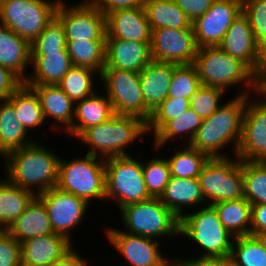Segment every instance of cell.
<instances>
[{
    "instance_id": "obj_1",
    "label": "cell",
    "mask_w": 266,
    "mask_h": 266,
    "mask_svg": "<svg viewBox=\"0 0 266 266\" xmlns=\"http://www.w3.org/2000/svg\"><path fill=\"white\" fill-rule=\"evenodd\" d=\"M39 144L34 141L3 158L6 178L36 196L57 186L61 157Z\"/></svg>"
},
{
    "instance_id": "obj_2",
    "label": "cell",
    "mask_w": 266,
    "mask_h": 266,
    "mask_svg": "<svg viewBox=\"0 0 266 266\" xmlns=\"http://www.w3.org/2000/svg\"><path fill=\"white\" fill-rule=\"evenodd\" d=\"M236 96L222 104L210 117L203 119L189 144L192 148L209 158H226L228 156L221 150L232 145V153L236 155L241 141L242 119L247 103V96L237 94Z\"/></svg>"
},
{
    "instance_id": "obj_3",
    "label": "cell",
    "mask_w": 266,
    "mask_h": 266,
    "mask_svg": "<svg viewBox=\"0 0 266 266\" xmlns=\"http://www.w3.org/2000/svg\"><path fill=\"white\" fill-rule=\"evenodd\" d=\"M146 133L147 123L141 118L114 114L108 121L87 128L77 138L91 147L88 155L107 159L129 155L127 145L139 138L143 141Z\"/></svg>"
},
{
    "instance_id": "obj_4",
    "label": "cell",
    "mask_w": 266,
    "mask_h": 266,
    "mask_svg": "<svg viewBox=\"0 0 266 266\" xmlns=\"http://www.w3.org/2000/svg\"><path fill=\"white\" fill-rule=\"evenodd\" d=\"M193 64L201 85L227 91V88L229 90L233 85L245 82L244 90L241 89L238 96L255 92L256 74L244 62L223 52L218 46L198 48Z\"/></svg>"
},
{
    "instance_id": "obj_5",
    "label": "cell",
    "mask_w": 266,
    "mask_h": 266,
    "mask_svg": "<svg viewBox=\"0 0 266 266\" xmlns=\"http://www.w3.org/2000/svg\"><path fill=\"white\" fill-rule=\"evenodd\" d=\"M180 219L179 234L191 239L204 252L195 259L225 257L231 254L234 238L223 226L212 205H204Z\"/></svg>"
},
{
    "instance_id": "obj_6",
    "label": "cell",
    "mask_w": 266,
    "mask_h": 266,
    "mask_svg": "<svg viewBox=\"0 0 266 266\" xmlns=\"http://www.w3.org/2000/svg\"><path fill=\"white\" fill-rule=\"evenodd\" d=\"M57 188L91 204V199L106 200L105 159L86 154L71 161H59Z\"/></svg>"
},
{
    "instance_id": "obj_7",
    "label": "cell",
    "mask_w": 266,
    "mask_h": 266,
    "mask_svg": "<svg viewBox=\"0 0 266 266\" xmlns=\"http://www.w3.org/2000/svg\"><path fill=\"white\" fill-rule=\"evenodd\" d=\"M123 232L155 240L179 236L180 219L159 198L151 197L120 209Z\"/></svg>"
},
{
    "instance_id": "obj_8",
    "label": "cell",
    "mask_w": 266,
    "mask_h": 266,
    "mask_svg": "<svg viewBox=\"0 0 266 266\" xmlns=\"http://www.w3.org/2000/svg\"><path fill=\"white\" fill-rule=\"evenodd\" d=\"M138 160L132 155L105 159L106 200H116L119 209L151 198Z\"/></svg>"
},
{
    "instance_id": "obj_9",
    "label": "cell",
    "mask_w": 266,
    "mask_h": 266,
    "mask_svg": "<svg viewBox=\"0 0 266 266\" xmlns=\"http://www.w3.org/2000/svg\"><path fill=\"white\" fill-rule=\"evenodd\" d=\"M60 0H0V24L30 43L55 18Z\"/></svg>"
},
{
    "instance_id": "obj_10",
    "label": "cell",
    "mask_w": 266,
    "mask_h": 266,
    "mask_svg": "<svg viewBox=\"0 0 266 266\" xmlns=\"http://www.w3.org/2000/svg\"><path fill=\"white\" fill-rule=\"evenodd\" d=\"M198 179L208 205L244 198L242 160L236 155L209 158Z\"/></svg>"
},
{
    "instance_id": "obj_11",
    "label": "cell",
    "mask_w": 266,
    "mask_h": 266,
    "mask_svg": "<svg viewBox=\"0 0 266 266\" xmlns=\"http://www.w3.org/2000/svg\"><path fill=\"white\" fill-rule=\"evenodd\" d=\"M115 114L136 116L146 123L152 111L145 105L139 72L104 68L99 76Z\"/></svg>"
},
{
    "instance_id": "obj_12",
    "label": "cell",
    "mask_w": 266,
    "mask_h": 266,
    "mask_svg": "<svg viewBox=\"0 0 266 266\" xmlns=\"http://www.w3.org/2000/svg\"><path fill=\"white\" fill-rule=\"evenodd\" d=\"M72 5L60 0L55 13L64 27L66 41H106V16L87 0Z\"/></svg>"
},
{
    "instance_id": "obj_13",
    "label": "cell",
    "mask_w": 266,
    "mask_h": 266,
    "mask_svg": "<svg viewBox=\"0 0 266 266\" xmlns=\"http://www.w3.org/2000/svg\"><path fill=\"white\" fill-rule=\"evenodd\" d=\"M37 198L46 208L54 233L64 235L71 241L70 230L82 224L90 204L57 187L45 191Z\"/></svg>"
},
{
    "instance_id": "obj_14",
    "label": "cell",
    "mask_w": 266,
    "mask_h": 266,
    "mask_svg": "<svg viewBox=\"0 0 266 266\" xmlns=\"http://www.w3.org/2000/svg\"><path fill=\"white\" fill-rule=\"evenodd\" d=\"M197 50L193 29L162 28L151 31L150 52L153 61L193 64Z\"/></svg>"
},
{
    "instance_id": "obj_15",
    "label": "cell",
    "mask_w": 266,
    "mask_h": 266,
    "mask_svg": "<svg viewBox=\"0 0 266 266\" xmlns=\"http://www.w3.org/2000/svg\"><path fill=\"white\" fill-rule=\"evenodd\" d=\"M250 95L247 96L236 156L242 161L266 162V102L261 98L252 100Z\"/></svg>"
},
{
    "instance_id": "obj_16",
    "label": "cell",
    "mask_w": 266,
    "mask_h": 266,
    "mask_svg": "<svg viewBox=\"0 0 266 266\" xmlns=\"http://www.w3.org/2000/svg\"><path fill=\"white\" fill-rule=\"evenodd\" d=\"M242 13V0H215L193 23L198 48L218 46L233 21Z\"/></svg>"
},
{
    "instance_id": "obj_17",
    "label": "cell",
    "mask_w": 266,
    "mask_h": 266,
    "mask_svg": "<svg viewBox=\"0 0 266 266\" xmlns=\"http://www.w3.org/2000/svg\"><path fill=\"white\" fill-rule=\"evenodd\" d=\"M106 238L129 266H168L173 259L160 252L161 242L149 237L133 235L116 228H106Z\"/></svg>"
},
{
    "instance_id": "obj_18",
    "label": "cell",
    "mask_w": 266,
    "mask_h": 266,
    "mask_svg": "<svg viewBox=\"0 0 266 266\" xmlns=\"http://www.w3.org/2000/svg\"><path fill=\"white\" fill-rule=\"evenodd\" d=\"M218 47L244 62L255 74L265 60L243 12L233 21Z\"/></svg>"
},
{
    "instance_id": "obj_19",
    "label": "cell",
    "mask_w": 266,
    "mask_h": 266,
    "mask_svg": "<svg viewBox=\"0 0 266 266\" xmlns=\"http://www.w3.org/2000/svg\"><path fill=\"white\" fill-rule=\"evenodd\" d=\"M152 61L150 42L106 38L104 68L140 72Z\"/></svg>"
},
{
    "instance_id": "obj_20",
    "label": "cell",
    "mask_w": 266,
    "mask_h": 266,
    "mask_svg": "<svg viewBox=\"0 0 266 266\" xmlns=\"http://www.w3.org/2000/svg\"><path fill=\"white\" fill-rule=\"evenodd\" d=\"M72 245V241L58 233L27 239L21 242V265L52 266Z\"/></svg>"
},
{
    "instance_id": "obj_21",
    "label": "cell",
    "mask_w": 266,
    "mask_h": 266,
    "mask_svg": "<svg viewBox=\"0 0 266 266\" xmlns=\"http://www.w3.org/2000/svg\"><path fill=\"white\" fill-rule=\"evenodd\" d=\"M106 38L150 42L151 30L144 7L124 9L106 15Z\"/></svg>"
},
{
    "instance_id": "obj_22",
    "label": "cell",
    "mask_w": 266,
    "mask_h": 266,
    "mask_svg": "<svg viewBox=\"0 0 266 266\" xmlns=\"http://www.w3.org/2000/svg\"><path fill=\"white\" fill-rule=\"evenodd\" d=\"M159 199L179 219L184 216L185 207L199 209V206L208 204L198 178L182 179L171 176Z\"/></svg>"
},
{
    "instance_id": "obj_23",
    "label": "cell",
    "mask_w": 266,
    "mask_h": 266,
    "mask_svg": "<svg viewBox=\"0 0 266 266\" xmlns=\"http://www.w3.org/2000/svg\"><path fill=\"white\" fill-rule=\"evenodd\" d=\"M27 86H30L36 92L45 121L48 117L52 118V120L55 119L56 124H52L54 127L53 129H56L57 131L65 129L64 131L67 132L73 124L75 103L60 89L58 85ZM59 124L62 129L61 127L60 129H57L60 126Z\"/></svg>"
},
{
    "instance_id": "obj_24",
    "label": "cell",
    "mask_w": 266,
    "mask_h": 266,
    "mask_svg": "<svg viewBox=\"0 0 266 266\" xmlns=\"http://www.w3.org/2000/svg\"><path fill=\"white\" fill-rule=\"evenodd\" d=\"M177 65L152 61L139 72L145 105L152 112L167 98L173 71Z\"/></svg>"
},
{
    "instance_id": "obj_25",
    "label": "cell",
    "mask_w": 266,
    "mask_h": 266,
    "mask_svg": "<svg viewBox=\"0 0 266 266\" xmlns=\"http://www.w3.org/2000/svg\"><path fill=\"white\" fill-rule=\"evenodd\" d=\"M98 93L75 102L73 124L66 132L75 139L87 128L104 123L115 114L108 96Z\"/></svg>"
},
{
    "instance_id": "obj_26",
    "label": "cell",
    "mask_w": 266,
    "mask_h": 266,
    "mask_svg": "<svg viewBox=\"0 0 266 266\" xmlns=\"http://www.w3.org/2000/svg\"><path fill=\"white\" fill-rule=\"evenodd\" d=\"M31 65L30 42L8 27L0 24V65L10 69L23 82L28 78Z\"/></svg>"
},
{
    "instance_id": "obj_27",
    "label": "cell",
    "mask_w": 266,
    "mask_h": 266,
    "mask_svg": "<svg viewBox=\"0 0 266 266\" xmlns=\"http://www.w3.org/2000/svg\"><path fill=\"white\" fill-rule=\"evenodd\" d=\"M31 66L26 85H57L74 65L67 52H53L31 55Z\"/></svg>"
},
{
    "instance_id": "obj_28",
    "label": "cell",
    "mask_w": 266,
    "mask_h": 266,
    "mask_svg": "<svg viewBox=\"0 0 266 266\" xmlns=\"http://www.w3.org/2000/svg\"><path fill=\"white\" fill-rule=\"evenodd\" d=\"M6 231L19 243L54 233L46 208L37 197Z\"/></svg>"
},
{
    "instance_id": "obj_29",
    "label": "cell",
    "mask_w": 266,
    "mask_h": 266,
    "mask_svg": "<svg viewBox=\"0 0 266 266\" xmlns=\"http://www.w3.org/2000/svg\"><path fill=\"white\" fill-rule=\"evenodd\" d=\"M35 193L0 180V230H6L32 203Z\"/></svg>"
},
{
    "instance_id": "obj_30",
    "label": "cell",
    "mask_w": 266,
    "mask_h": 266,
    "mask_svg": "<svg viewBox=\"0 0 266 266\" xmlns=\"http://www.w3.org/2000/svg\"><path fill=\"white\" fill-rule=\"evenodd\" d=\"M144 9L150 30L193 29L191 20L173 0H145Z\"/></svg>"
},
{
    "instance_id": "obj_31",
    "label": "cell",
    "mask_w": 266,
    "mask_h": 266,
    "mask_svg": "<svg viewBox=\"0 0 266 266\" xmlns=\"http://www.w3.org/2000/svg\"><path fill=\"white\" fill-rule=\"evenodd\" d=\"M29 134L16 118L13 106L7 100H0V157L33 143Z\"/></svg>"
},
{
    "instance_id": "obj_32",
    "label": "cell",
    "mask_w": 266,
    "mask_h": 266,
    "mask_svg": "<svg viewBox=\"0 0 266 266\" xmlns=\"http://www.w3.org/2000/svg\"><path fill=\"white\" fill-rule=\"evenodd\" d=\"M13 106L16 118L29 133L30 129L40 127L45 118L36 92L24 82L7 99Z\"/></svg>"
},
{
    "instance_id": "obj_33",
    "label": "cell",
    "mask_w": 266,
    "mask_h": 266,
    "mask_svg": "<svg viewBox=\"0 0 266 266\" xmlns=\"http://www.w3.org/2000/svg\"><path fill=\"white\" fill-rule=\"evenodd\" d=\"M212 206L223 226L233 237L250 235L252 205L245 198L217 202Z\"/></svg>"
},
{
    "instance_id": "obj_34",
    "label": "cell",
    "mask_w": 266,
    "mask_h": 266,
    "mask_svg": "<svg viewBox=\"0 0 266 266\" xmlns=\"http://www.w3.org/2000/svg\"><path fill=\"white\" fill-rule=\"evenodd\" d=\"M203 119L197 115L191 108L187 109L177 118L168 121L153 137V145L157 150L165 147L166 143L173 141L176 137L187 138V145L191 143ZM186 134V135H185ZM189 134V135H188ZM189 140V141H188Z\"/></svg>"
},
{
    "instance_id": "obj_35",
    "label": "cell",
    "mask_w": 266,
    "mask_h": 266,
    "mask_svg": "<svg viewBox=\"0 0 266 266\" xmlns=\"http://www.w3.org/2000/svg\"><path fill=\"white\" fill-rule=\"evenodd\" d=\"M66 50L74 66L90 68L100 76L105 67L106 41H67Z\"/></svg>"
},
{
    "instance_id": "obj_36",
    "label": "cell",
    "mask_w": 266,
    "mask_h": 266,
    "mask_svg": "<svg viewBox=\"0 0 266 266\" xmlns=\"http://www.w3.org/2000/svg\"><path fill=\"white\" fill-rule=\"evenodd\" d=\"M176 150L177 148H175L176 153L166 158L171 176L182 179L198 178L209 157L190 145Z\"/></svg>"
},
{
    "instance_id": "obj_37",
    "label": "cell",
    "mask_w": 266,
    "mask_h": 266,
    "mask_svg": "<svg viewBox=\"0 0 266 266\" xmlns=\"http://www.w3.org/2000/svg\"><path fill=\"white\" fill-rule=\"evenodd\" d=\"M244 198L251 204L266 203V162L242 161Z\"/></svg>"
},
{
    "instance_id": "obj_38",
    "label": "cell",
    "mask_w": 266,
    "mask_h": 266,
    "mask_svg": "<svg viewBox=\"0 0 266 266\" xmlns=\"http://www.w3.org/2000/svg\"><path fill=\"white\" fill-rule=\"evenodd\" d=\"M96 74L90 68L73 66L57 85L75 103L96 92L92 76Z\"/></svg>"
},
{
    "instance_id": "obj_39",
    "label": "cell",
    "mask_w": 266,
    "mask_h": 266,
    "mask_svg": "<svg viewBox=\"0 0 266 266\" xmlns=\"http://www.w3.org/2000/svg\"><path fill=\"white\" fill-rule=\"evenodd\" d=\"M230 256L237 266H266V250L253 235L235 237Z\"/></svg>"
},
{
    "instance_id": "obj_40",
    "label": "cell",
    "mask_w": 266,
    "mask_h": 266,
    "mask_svg": "<svg viewBox=\"0 0 266 266\" xmlns=\"http://www.w3.org/2000/svg\"><path fill=\"white\" fill-rule=\"evenodd\" d=\"M64 27L55 17L30 43L31 55H45L53 52H67Z\"/></svg>"
},
{
    "instance_id": "obj_41",
    "label": "cell",
    "mask_w": 266,
    "mask_h": 266,
    "mask_svg": "<svg viewBox=\"0 0 266 266\" xmlns=\"http://www.w3.org/2000/svg\"><path fill=\"white\" fill-rule=\"evenodd\" d=\"M200 86L196 66L180 64L174 68L167 97L191 99Z\"/></svg>"
},
{
    "instance_id": "obj_42",
    "label": "cell",
    "mask_w": 266,
    "mask_h": 266,
    "mask_svg": "<svg viewBox=\"0 0 266 266\" xmlns=\"http://www.w3.org/2000/svg\"><path fill=\"white\" fill-rule=\"evenodd\" d=\"M143 178L146 189L151 197L159 198L168 184L171 174L166 158H152L142 161Z\"/></svg>"
},
{
    "instance_id": "obj_43",
    "label": "cell",
    "mask_w": 266,
    "mask_h": 266,
    "mask_svg": "<svg viewBox=\"0 0 266 266\" xmlns=\"http://www.w3.org/2000/svg\"><path fill=\"white\" fill-rule=\"evenodd\" d=\"M190 108V99L167 97L153 112L147 122V134L153 136L170 120Z\"/></svg>"
},
{
    "instance_id": "obj_44",
    "label": "cell",
    "mask_w": 266,
    "mask_h": 266,
    "mask_svg": "<svg viewBox=\"0 0 266 266\" xmlns=\"http://www.w3.org/2000/svg\"><path fill=\"white\" fill-rule=\"evenodd\" d=\"M242 12L249 20L261 53L266 57V0H242Z\"/></svg>"
},
{
    "instance_id": "obj_45",
    "label": "cell",
    "mask_w": 266,
    "mask_h": 266,
    "mask_svg": "<svg viewBox=\"0 0 266 266\" xmlns=\"http://www.w3.org/2000/svg\"><path fill=\"white\" fill-rule=\"evenodd\" d=\"M225 93L221 88L201 85L190 99V108L202 119L208 118L221 106Z\"/></svg>"
},
{
    "instance_id": "obj_46",
    "label": "cell",
    "mask_w": 266,
    "mask_h": 266,
    "mask_svg": "<svg viewBox=\"0 0 266 266\" xmlns=\"http://www.w3.org/2000/svg\"><path fill=\"white\" fill-rule=\"evenodd\" d=\"M0 266H22L21 243L6 230H0Z\"/></svg>"
},
{
    "instance_id": "obj_47",
    "label": "cell",
    "mask_w": 266,
    "mask_h": 266,
    "mask_svg": "<svg viewBox=\"0 0 266 266\" xmlns=\"http://www.w3.org/2000/svg\"><path fill=\"white\" fill-rule=\"evenodd\" d=\"M105 16L111 12L124 9L144 7L145 0H87Z\"/></svg>"
},
{
    "instance_id": "obj_48",
    "label": "cell",
    "mask_w": 266,
    "mask_h": 266,
    "mask_svg": "<svg viewBox=\"0 0 266 266\" xmlns=\"http://www.w3.org/2000/svg\"><path fill=\"white\" fill-rule=\"evenodd\" d=\"M174 3L187 15L193 23L204 15L215 0H173Z\"/></svg>"
},
{
    "instance_id": "obj_49",
    "label": "cell",
    "mask_w": 266,
    "mask_h": 266,
    "mask_svg": "<svg viewBox=\"0 0 266 266\" xmlns=\"http://www.w3.org/2000/svg\"><path fill=\"white\" fill-rule=\"evenodd\" d=\"M22 83L10 69L0 65V100H7Z\"/></svg>"
},
{
    "instance_id": "obj_50",
    "label": "cell",
    "mask_w": 266,
    "mask_h": 266,
    "mask_svg": "<svg viewBox=\"0 0 266 266\" xmlns=\"http://www.w3.org/2000/svg\"><path fill=\"white\" fill-rule=\"evenodd\" d=\"M266 231V203L251 206L250 235Z\"/></svg>"
},
{
    "instance_id": "obj_51",
    "label": "cell",
    "mask_w": 266,
    "mask_h": 266,
    "mask_svg": "<svg viewBox=\"0 0 266 266\" xmlns=\"http://www.w3.org/2000/svg\"><path fill=\"white\" fill-rule=\"evenodd\" d=\"M187 258L182 261L188 262L191 266H237L234 259L229 255L225 257H209L203 259Z\"/></svg>"
},
{
    "instance_id": "obj_52",
    "label": "cell",
    "mask_w": 266,
    "mask_h": 266,
    "mask_svg": "<svg viewBox=\"0 0 266 266\" xmlns=\"http://www.w3.org/2000/svg\"><path fill=\"white\" fill-rule=\"evenodd\" d=\"M73 247L58 259L52 266H88V260L84 259Z\"/></svg>"
},
{
    "instance_id": "obj_53",
    "label": "cell",
    "mask_w": 266,
    "mask_h": 266,
    "mask_svg": "<svg viewBox=\"0 0 266 266\" xmlns=\"http://www.w3.org/2000/svg\"><path fill=\"white\" fill-rule=\"evenodd\" d=\"M255 92L259 94V96L262 94L266 99V57L256 73Z\"/></svg>"
},
{
    "instance_id": "obj_54",
    "label": "cell",
    "mask_w": 266,
    "mask_h": 266,
    "mask_svg": "<svg viewBox=\"0 0 266 266\" xmlns=\"http://www.w3.org/2000/svg\"><path fill=\"white\" fill-rule=\"evenodd\" d=\"M254 236L266 250V231L258 232Z\"/></svg>"
},
{
    "instance_id": "obj_55",
    "label": "cell",
    "mask_w": 266,
    "mask_h": 266,
    "mask_svg": "<svg viewBox=\"0 0 266 266\" xmlns=\"http://www.w3.org/2000/svg\"><path fill=\"white\" fill-rule=\"evenodd\" d=\"M175 266H191L188 262L182 261V258L175 259Z\"/></svg>"
},
{
    "instance_id": "obj_56",
    "label": "cell",
    "mask_w": 266,
    "mask_h": 266,
    "mask_svg": "<svg viewBox=\"0 0 266 266\" xmlns=\"http://www.w3.org/2000/svg\"><path fill=\"white\" fill-rule=\"evenodd\" d=\"M168 266H175V260L173 259V261Z\"/></svg>"
}]
</instances>
